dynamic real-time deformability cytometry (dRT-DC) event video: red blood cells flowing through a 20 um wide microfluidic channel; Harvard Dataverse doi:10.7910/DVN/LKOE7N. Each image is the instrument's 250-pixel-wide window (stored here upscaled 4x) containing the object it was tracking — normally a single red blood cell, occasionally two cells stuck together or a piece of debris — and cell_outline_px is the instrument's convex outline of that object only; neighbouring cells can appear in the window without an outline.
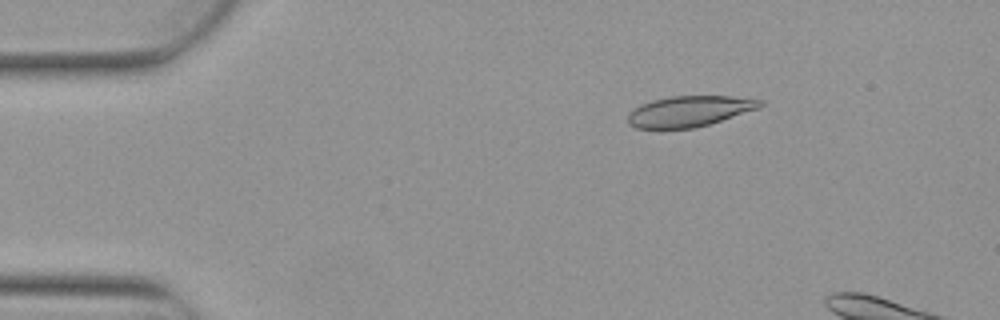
{"species": "Egyptian fruit bat (a non-hibernating species)", "species_latin": "Rousettus aegyptiacus", "temperature_condition": "warm", "stored_images_in_passage": 5, "camera_frame_rate_fps": 3000, "um_per_image_px": 0.085, "animal": {"sex": "female"}, "frame": {"image": 1, "passage_image": 3, "time_ms": 0.667, "image_size_px": [1000, 320], "cell_outline_px": [[764, 104], [760, 108], [696, 128], [636, 128], [628, 124], [628, 116], [640, 104], [652, 100], [672, 96], [732, 96], [764, 100]], "centroid_in_image_um": [58.64, 9.45], "position_along_channel_um": 26.4, "area_um2": 23.58}}